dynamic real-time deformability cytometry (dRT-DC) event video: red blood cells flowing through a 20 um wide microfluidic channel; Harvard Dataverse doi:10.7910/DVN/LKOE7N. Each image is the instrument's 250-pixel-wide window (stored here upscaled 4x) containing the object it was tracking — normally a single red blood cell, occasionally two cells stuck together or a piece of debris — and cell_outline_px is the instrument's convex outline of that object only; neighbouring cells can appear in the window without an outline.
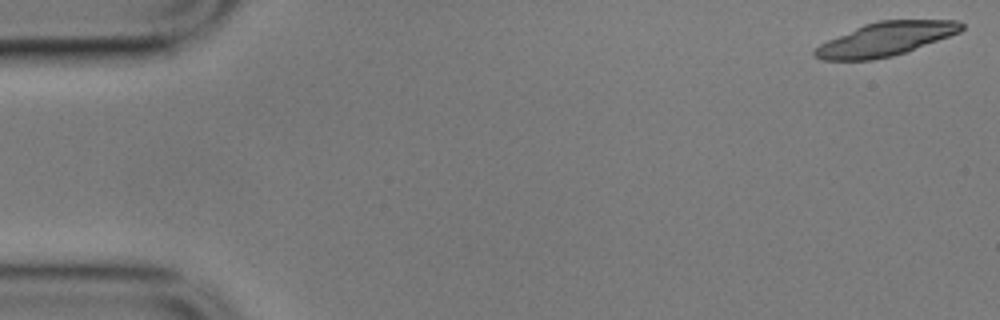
{"species": "common noctule bat (a hibernating species)", "species_latin": "Nyctalus noctula", "temperature_condition": "cold", "stored_images_in_passage": 19, "camera_frame_rate_fps": 3000, "um_per_image_px": 0.085, "animal": {"sex": "male", "body_mass_g": 17.9}, "frame": {"image": 1, "passage_image": 1, "time_ms": 0.0, "image_size_px": [1000, 320], "cell_outline_px": [[964, 28], [960, 32], [904, 52], [892, 56], [872, 60], [824, 60], [816, 56], [812, 52], [820, 44], [828, 40], [864, 24], [880, 20], [956, 20], [964, 24]], "centroid_in_image_um": [75.27, 3.31], "position_along_channel_um": 9.7, "area_um2": 28.32}}